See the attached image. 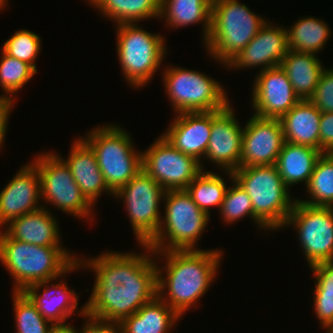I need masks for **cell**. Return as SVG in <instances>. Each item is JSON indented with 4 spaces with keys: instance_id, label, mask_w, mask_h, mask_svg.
Returning <instances> with one entry per match:
<instances>
[{
    "instance_id": "6da1fadb",
    "label": "cell",
    "mask_w": 333,
    "mask_h": 333,
    "mask_svg": "<svg viewBox=\"0 0 333 333\" xmlns=\"http://www.w3.org/2000/svg\"><path fill=\"white\" fill-rule=\"evenodd\" d=\"M140 246L147 253L106 251L97 257L78 258L82 269L96 275L85 314L120 323L157 296L154 251L148 245Z\"/></svg>"
},
{
    "instance_id": "7a4b0ae2",
    "label": "cell",
    "mask_w": 333,
    "mask_h": 333,
    "mask_svg": "<svg viewBox=\"0 0 333 333\" xmlns=\"http://www.w3.org/2000/svg\"><path fill=\"white\" fill-rule=\"evenodd\" d=\"M154 256H157V261L164 256L166 262L160 267L156 261L157 296L182 317L187 310L196 307V302L208 292L217 276L223 251H154Z\"/></svg>"
},
{
    "instance_id": "3957f363",
    "label": "cell",
    "mask_w": 333,
    "mask_h": 333,
    "mask_svg": "<svg viewBox=\"0 0 333 333\" xmlns=\"http://www.w3.org/2000/svg\"><path fill=\"white\" fill-rule=\"evenodd\" d=\"M66 247H45L12 239L0 230V262L12 276L13 291H23L33 283L56 280L81 264ZM73 255V256H72Z\"/></svg>"
},
{
    "instance_id": "277c9868",
    "label": "cell",
    "mask_w": 333,
    "mask_h": 333,
    "mask_svg": "<svg viewBox=\"0 0 333 333\" xmlns=\"http://www.w3.org/2000/svg\"><path fill=\"white\" fill-rule=\"evenodd\" d=\"M239 0H212L211 28L206 53L227 66L268 21Z\"/></svg>"
},
{
    "instance_id": "5b68a950",
    "label": "cell",
    "mask_w": 333,
    "mask_h": 333,
    "mask_svg": "<svg viewBox=\"0 0 333 333\" xmlns=\"http://www.w3.org/2000/svg\"><path fill=\"white\" fill-rule=\"evenodd\" d=\"M232 173L251 198L255 225L268 232L283 229L296 199L290 196L277 166L239 167Z\"/></svg>"
},
{
    "instance_id": "8992f818",
    "label": "cell",
    "mask_w": 333,
    "mask_h": 333,
    "mask_svg": "<svg viewBox=\"0 0 333 333\" xmlns=\"http://www.w3.org/2000/svg\"><path fill=\"white\" fill-rule=\"evenodd\" d=\"M81 138L95 152L100 171L113 194L142 171V152L134 149L131 134L118 124L97 126Z\"/></svg>"
},
{
    "instance_id": "52a82bcc",
    "label": "cell",
    "mask_w": 333,
    "mask_h": 333,
    "mask_svg": "<svg viewBox=\"0 0 333 333\" xmlns=\"http://www.w3.org/2000/svg\"><path fill=\"white\" fill-rule=\"evenodd\" d=\"M163 200L165 215L147 245L153 251L198 250L197 241L207 229L210 216L193 202L187 190L165 191Z\"/></svg>"
},
{
    "instance_id": "ba28073f",
    "label": "cell",
    "mask_w": 333,
    "mask_h": 333,
    "mask_svg": "<svg viewBox=\"0 0 333 333\" xmlns=\"http://www.w3.org/2000/svg\"><path fill=\"white\" fill-rule=\"evenodd\" d=\"M115 28L123 78L134 89L148 85L167 55L164 37L144 30L138 23L119 24Z\"/></svg>"
},
{
    "instance_id": "9c48e42d",
    "label": "cell",
    "mask_w": 333,
    "mask_h": 333,
    "mask_svg": "<svg viewBox=\"0 0 333 333\" xmlns=\"http://www.w3.org/2000/svg\"><path fill=\"white\" fill-rule=\"evenodd\" d=\"M165 92L176 114L224 109L230 100L223 86L199 70L165 67Z\"/></svg>"
},
{
    "instance_id": "30bf717a",
    "label": "cell",
    "mask_w": 333,
    "mask_h": 333,
    "mask_svg": "<svg viewBox=\"0 0 333 333\" xmlns=\"http://www.w3.org/2000/svg\"><path fill=\"white\" fill-rule=\"evenodd\" d=\"M31 163L40 176L41 200L44 199L45 204L79 219H93L94 206L81 193L69 166L59 154L41 152Z\"/></svg>"
},
{
    "instance_id": "8fae6325",
    "label": "cell",
    "mask_w": 333,
    "mask_h": 333,
    "mask_svg": "<svg viewBox=\"0 0 333 333\" xmlns=\"http://www.w3.org/2000/svg\"><path fill=\"white\" fill-rule=\"evenodd\" d=\"M164 193L163 187L142 170L114 194L125 203L139 245H147L156 236L163 215L159 204Z\"/></svg>"
},
{
    "instance_id": "7c38bea8",
    "label": "cell",
    "mask_w": 333,
    "mask_h": 333,
    "mask_svg": "<svg viewBox=\"0 0 333 333\" xmlns=\"http://www.w3.org/2000/svg\"><path fill=\"white\" fill-rule=\"evenodd\" d=\"M292 226L308 267L333 261V207L311 206L297 198L283 228Z\"/></svg>"
},
{
    "instance_id": "4fadbf2b",
    "label": "cell",
    "mask_w": 333,
    "mask_h": 333,
    "mask_svg": "<svg viewBox=\"0 0 333 333\" xmlns=\"http://www.w3.org/2000/svg\"><path fill=\"white\" fill-rule=\"evenodd\" d=\"M142 170L165 191L186 190L203 171L196 158L174 148L162 135L142 151Z\"/></svg>"
},
{
    "instance_id": "5bb4252c",
    "label": "cell",
    "mask_w": 333,
    "mask_h": 333,
    "mask_svg": "<svg viewBox=\"0 0 333 333\" xmlns=\"http://www.w3.org/2000/svg\"><path fill=\"white\" fill-rule=\"evenodd\" d=\"M252 85L251 106L260 118L280 119L300 101L280 66L259 71Z\"/></svg>"
},
{
    "instance_id": "9a60e30c",
    "label": "cell",
    "mask_w": 333,
    "mask_h": 333,
    "mask_svg": "<svg viewBox=\"0 0 333 333\" xmlns=\"http://www.w3.org/2000/svg\"><path fill=\"white\" fill-rule=\"evenodd\" d=\"M284 142L279 119L253 114L243 128L240 167L276 165Z\"/></svg>"
},
{
    "instance_id": "2e32d148",
    "label": "cell",
    "mask_w": 333,
    "mask_h": 333,
    "mask_svg": "<svg viewBox=\"0 0 333 333\" xmlns=\"http://www.w3.org/2000/svg\"><path fill=\"white\" fill-rule=\"evenodd\" d=\"M243 127L240 126L230 103L222 110L212 111L211 137L205 159L215 163L221 171L240 167Z\"/></svg>"
},
{
    "instance_id": "e0dca14e",
    "label": "cell",
    "mask_w": 333,
    "mask_h": 333,
    "mask_svg": "<svg viewBox=\"0 0 333 333\" xmlns=\"http://www.w3.org/2000/svg\"><path fill=\"white\" fill-rule=\"evenodd\" d=\"M41 201L40 176L30 162L19 171L0 191V230L12 220L43 208Z\"/></svg>"
},
{
    "instance_id": "ac0fdd59",
    "label": "cell",
    "mask_w": 333,
    "mask_h": 333,
    "mask_svg": "<svg viewBox=\"0 0 333 333\" xmlns=\"http://www.w3.org/2000/svg\"><path fill=\"white\" fill-rule=\"evenodd\" d=\"M288 51L287 29L267 21L246 45V47L227 65V68L244 70L260 68L259 71L280 66Z\"/></svg>"
},
{
    "instance_id": "d6986e66",
    "label": "cell",
    "mask_w": 333,
    "mask_h": 333,
    "mask_svg": "<svg viewBox=\"0 0 333 333\" xmlns=\"http://www.w3.org/2000/svg\"><path fill=\"white\" fill-rule=\"evenodd\" d=\"M174 118L161 135L180 152L196 158L204 170L202 161L211 137L212 111L180 113Z\"/></svg>"
},
{
    "instance_id": "ffe728a7",
    "label": "cell",
    "mask_w": 333,
    "mask_h": 333,
    "mask_svg": "<svg viewBox=\"0 0 333 333\" xmlns=\"http://www.w3.org/2000/svg\"><path fill=\"white\" fill-rule=\"evenodd\" d=\"M53 281L55 282V280H48L33 283L22 292L46 320L52 324H63L75 310H78L79 295L75 290L68 288L66 280H61L58 284L52 283ZM41 288L44 290L39 293Z\"/></svg>"
},
{
    "instance_id": "44dd1931",
    "label": "cell",
    "mask_w": 333,
    "mask_h": 333,
    "mask_svg": "<svg viewBox=\"0 0 333 333\" xmlns=\"http://www.w3.org/2000/svg\"><path fill=\"white\" fill-rule=\"evenodd\" d=\"M59 156L69 166L81 193L93 206H95L102 192L114 197V194L108 189L103 174L100 171L95 152L81 136L73 141L67 159L61 155Z\"/></svg>"
},
{
    "instance_id": "7402d4cb",
    "label": "cell",
    "mask_w": 333,
    "mask_h": 333,
    "mask_svg": "<svg viewBox=\"0 0 333 333\" xmlns=\"http://www.w3.org/2000/svg\"><path fill=\"white\" fill-rule=\"evenodd\" d=\"M5 227L4 231L17 241L45 247H64L57 219L45 205L38 211L17 217Z\"/></svg>"
},
{
    "instance_id": "603a6c76",
    "label": "cell",
    "mask_w": 333,
    "mask_h": 333,
    "mask_svg": "<svg viewBox=\"0 0 333 333\" xmlns=\"http://www.w3.org/2000/svg\"><path fill=\"white\" fill-rule=\"evenodd\" d=\"M321 114L310 100H300L279 119L285 142L320 150Z\"/></svg>"
},
{
    "instance_id": "cb8c5ba5",
    "label": "cell",
    "mask_w": 333,
    "mask_h": 333,
    "mask_svg": "<svg viewBox=\"0 0 333 333\" xmlns=\"http://www.w3.org/2000/svg\"><path fill=\"white\" fill-rule=\"evenodd\" d=\"M182 317L156 296L121 322L122 333H168Z\"/></svg>"
},
{
    "instance_id": "d4e9b609",
    "label": "cell",
    "mask_w": 333,
    "mask_h": 333,
    "mask_svg": "<svg viewBox=\"0 0 333 333\" xmlns=\"http://www.w3.org/2000/svg\"><path fill=\"white\" fill-rule=\"evenodd\" d=\"M280 67L285 71L300 100H309L313 96L325 69L316 54L291 50L287 51Z\"/></svg>"
},
{
    "instance_id": "484cf974",
    "label": "cell",
    "mask_w": 333,
    "mask_h": 333,
    "mask_svg": "<svg viewBox=\"0 0 333 333\" xmlns=\"http://www.w3.org/2000/svg\"><path fill=\"white\" fill-rule=\"evenodd\" d=\"M322 153L310 146L284 142L276 166L285 185L290 188L303 182L306 187Z\"/></svg>"
},
{
    "instance_id": "4316f807",
    "label": "cell",
    "mask_w": 333,
    "mask_h": 333,
    "mask_svg": "<svg viewBox=\"0 0 333 333\" xmlns=\"http://www.w3.org/2000/svg\"><path fill=\"white\" fill-rule=\"evenodd\" d=\"M212 0H161L160 19L170 28L187 27L202 22L203 42L208 38L211 28Z\"/></svg>"
},
{
    "instance_id": "83f0119b",
    "label": "cell",
    "mask_w": 333,
    "mask_h": 333,
    "mask_svg": "<svg viewBox=\"0 0 333 333\" xmlns=\"http://www.w3.org/2000/svg\"><path fill=\"white\" fill-rule=\"evenodd\" d=\"M115 25L159 19L161 0H86Z\"/></svg>"
},
{
    "instance_id": "f1b7e54d",
    "label": "cell",
    "mask_w": 333,
    "mask_h": 333,
    "mask_svg": "<svg viewBox=\"0 0 333 333\" xmlns=\"http://www.w3.org/2000/svg\"><path fill=\"white\" fill-rule=\"evenodd\" d=\"M286 29L288 50L316 55L323 50L332 31L326 22L313 16L302 17Z\"/></svg>"
},
{
    "instance_id": "f546056e",
    "label": "cell",
    "mask_w": 333,
    "mask_h": 333,
    "mask_svg": "<svg viewBox=\"0 0 333 333\" xmlns=\"http://www.w3.org/2000/svg\"><path fill=\"white\" fill-rule=\"evenodd\" d=\"M313 273L314 315L326 333H333V261H323L309 267Z\"/></svg>"
},
{
    "instance_id": "4dcf8cb0",
    "label": "cell",
    "mask_w": 333,
    "mask_h": 333,
    "mask_svg": "<svg viewBox=\"0 0 333 333\" xmlns=\"http://www.w3.org/2000/svg\"><path fill=\"white\" fill-rule=\"evenodd\" d=\"M306 190L311 200L298 201L311 206L333 207V153H322L318 158Z\"/></svg>"
},
{
    "instance_id": "1f68e13d",
    "label": "cell",
    "mask_w": 333,
    "mask_h": 333,
    "mask_svg": "<svg viewBox=\"0 0 333 333\" xmlns=\"http://www.w3.org/2000/svg\"><path fill=\"white\" fill-rule=\"evenodd\" d=\"M224 180L220 174L203 170L186 188L193 202L208 216L210 207L220 209L228 189Z\"/></svg>"
},
{
    "instance_id": "d6a6232c",
    "label": "cell",
    "mask_w": 333,
    "mask_h": 333,
    "mask_svg": "<svg viewBox=\"0 0 333 333\" xmlns=\"http://www.w3.org/2000/svg\"><path fill=\"white\" fill-rule=\"evenodd\" d=\"M0 59V87L5 94L1 96L8 99L13 105L15 94L21 90L37 72L27 63L7 55L1 51Z\"/></svg>"
},
{
    "instance_id": "836d02e7",
    "label": "cell",
    "mask_w": 333,
    "mask_h": 333,
    "mask_svg": "<svg viewBox=\"0 0 333 333\" xmlns=\"http://www.w3.org/2000/svg\"><path fill=\"white\" fill-rule=\"evenodd\" d=\"M12 293L16 333H48L53 324L41 315L22 291Z\"/></svg>"
},
{
    "instance_id": "e575fe53",
    "label": "cell",
    "mask_w": 333,
    "mask_h": 333,
    "mask_svg": "<svg viewBox=\"0 0 333 333\" xmlns=\"http://www.w3.org/2000/svg\"><path fill=\"white\" fill-rule=\"evenodd\" d=\"M225 173L232 180V185L226 190L224 200L219 209L222 220L224 219L226 224H232L248 216L254 222L255 215L250 196L234 179L231 171H225Z\"/></svg>"
},
{
    "instance_id": "d590c367",
    "label": "cell",
    "mask_w": 333,
    "mask_h": 333,
    "mask_svg": "<svg viewBox=\"0 0 333 333\" xmlns=\"http://www.w3.org/2000/svg\"><path fill=\"white\" fill-rule=\"evenodd\" d=\"M41 37L30 30H18L3 43L1 50L7 55L29 64L36 72L35 64L41 51Z\"/></svg>"
},
{
    "instance_id": "8d00e7d4",
    "label": "cell",
    "mask_w": 333,
    "mask_h": 333,
    "mask_svg": "<svg viewBox=\"0 0 333 333\" xmlns=\"http://www.w3.org/2000/svg\"><path fill=\"white\" fill-rule=\"evenodd\" d=\"M309 100L321 113L333 112V68L322 71L314 94Z\"/></svg>"
},
{
    "instance_id": "74e56055",
    "label": "cell",
    "mask_w": 333,
    "mask_h": 333,
    "mask_svg": "<svg viewBox=\"0 0 333 333\" xmlns=\"http://www.w3.org/2000/svg\"><path fill=\"white\" fill-rule=\"evenodd\" d=\"M77 313L86 319L81 327V333H122L120 323L100 320L85 314V304Z\"/></svg>"
},
{
    "instance_id": "f35d334b",
    "label": "cell",
    "mask_w": 333,
    "mask_h": 333,
    "mask_svg": "<svg viewBox=\"0 0 333 333\" xmlns=\"http://www.w3.org/2000/svg\"><path fill=\"white\" fill-rule=\"evenodd\" d=\"M320 150L333 153V112L321 114L320 119Z\"/></svg>"
},
{
    "instance_id": "ab89813d",
    "label": "cell",
    "mask_w": 333,
    "mask_h": 333,
    "mask_svg": "<svg viewBox=\"0 0 333 333\" xmlns=\"http://www.w3.org/2000/svg\"><path fill=\"white\" fill-rule=\"evenodd\" d=\"M13 106L14 105L8 99H5L0 95V150L4 145V138L6 136L5 134L7 133L6 131L8 129V121Z\"/></svg>"
},
{
    "instance_id": "60d3db41",
    "label": "cell",
    "mask_w": 333,
    "mask_h": 333,
    "mask_svg": "<svg viewBox=\"0 0 333 333\" xmlns=\"http://www.w3.org/2000/svg\"><path fill=\"white\" fill-rule=\"evenodd\" d=\"M48 333H81L70 323L53 324Z\"/></svg>"
},
{
    "instance_id": "b9f144b4",
    "label": "cell",
    "mask_w": 333,
    "mask_h": 333,
    "mask_svg": "<svg viewBox=\"0 0 333 333\" xmlns=\"http://www.w3.org/2000/svg\"><path fill=\"white\" fill-rule=\"evenodd\" d=\"M7 3H8V0H0V10L5 9Z\"/></svg>"
}]
</instances>
